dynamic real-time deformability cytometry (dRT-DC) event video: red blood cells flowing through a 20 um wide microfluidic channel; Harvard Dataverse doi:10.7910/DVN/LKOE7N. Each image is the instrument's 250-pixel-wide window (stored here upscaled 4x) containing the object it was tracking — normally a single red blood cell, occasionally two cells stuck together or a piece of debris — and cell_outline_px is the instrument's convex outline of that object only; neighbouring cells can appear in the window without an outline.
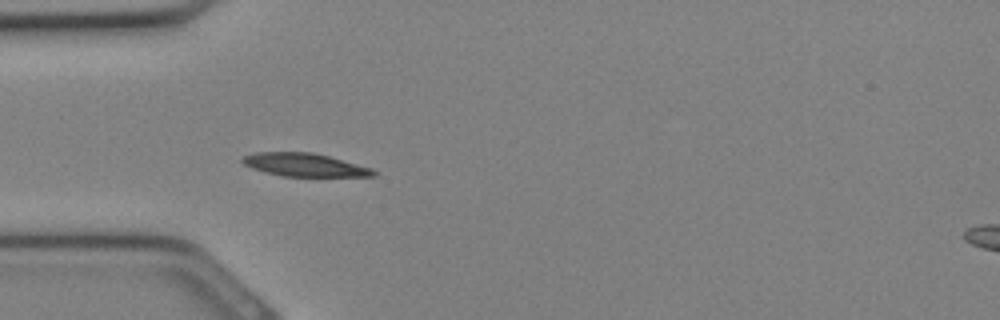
{"species": "Egyptian fruit bat (a non-hibernating species)", "species_latin": "Rousettus aegyptiacus", "temperature_condition": "cold", "stored_images_in_passage": 15, "camera_frame_rate_fps": 3000, "um_per_image_px": 0.085, "animal": {"sex": "female"}, "frame": {"image": 1, "passage_image": 5, "time_ms": 1.333, "image_size_px": [1000, 320], "cell_outline_px": [[376, 176], [284, 176], [252, 168], [244, 164], [240, 160], [244, 156], [256, 152], [312, 152], [328, 156], [372, 168], [376, 172]], "centroid_in_image_um": [25.89, 14.0], "position_along_channel_um": 59.1, "area_um2": 17.4}}
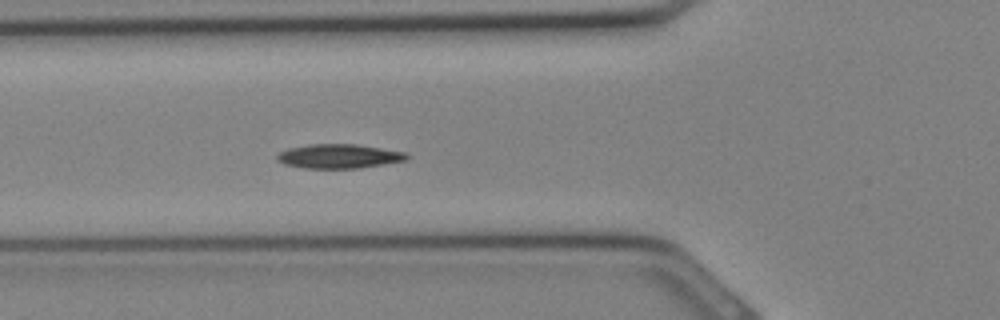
{"frame": {"image": 2, "passage_image": 7, "time_ms": 2.0, "image_size_px": [1000, 320], "cell_outline_px": [[412, 156], [408, 160], [360, 168], [304, 168], [284, 164], [276, 160], [276, 156], [280, 152], [288, 148], [308, 144], [356, 144], [408, 152]], "centroid_in_image_um": [28.86, 13.27], "position_along_channel_um": 96.9, "area_um2": 18.55}}